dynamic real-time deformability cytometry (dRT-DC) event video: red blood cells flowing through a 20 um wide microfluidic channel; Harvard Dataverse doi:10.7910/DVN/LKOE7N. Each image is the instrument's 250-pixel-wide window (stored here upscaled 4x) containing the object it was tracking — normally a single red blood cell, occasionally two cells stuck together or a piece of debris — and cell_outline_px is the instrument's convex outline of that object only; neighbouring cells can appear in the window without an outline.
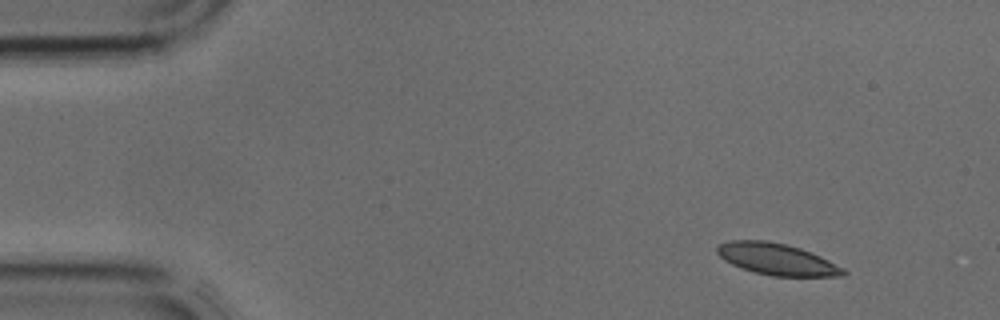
{"species": "common noctule bat (a hibernating species)", "species_latin": "Nyctalus noctula", "temperature_condition": "cold", "stored_images_in_passage": 3, "camera_frame_rate_fps": 3000, "um_per_image_px": 0.085, "animal": {"sex": "male", "body_mass_g": 17.9, "forearm_length_mm": 54.2}, "frame": {"image": 1, "passage_image": 1, "time_ms": 0.0, "image_size_px": [1000, 320], "cell_outline_px": [[848, 272], [844, 276], [772, 276], [756, 272], [732, 264], [724, 260], [716, 252], [716, 244], [728, 240], [764, 240], [784, 244], [800, 248], [820, 256], [844, 268]], "centroid_in_image_um": [66.01, 22.02], "position_along_channel_um": 19.0, "area_um2": 23.12}}
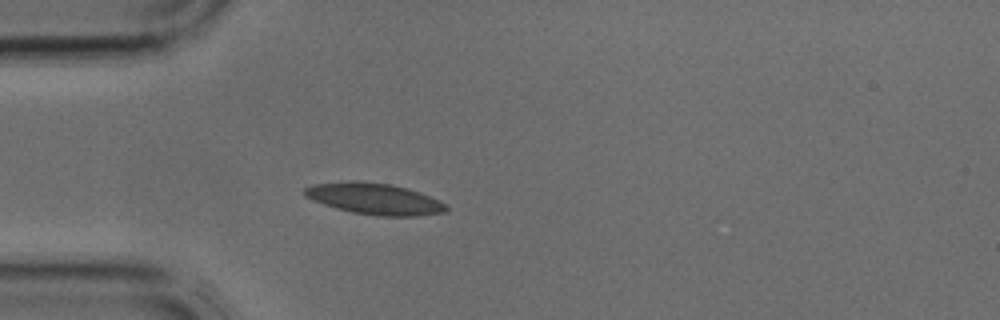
{"frame": {"image": 2, "passage_image": 3, "time_ms": 0.667, "image_size_px": [1000, 320], "cell_outline_px": [[448, 208], [444, 212], [416, 216], [380, 216], [352, 212], [336, 208], [324, 204], [304, 196], [304, 188], [312, 184], [352, 180], [360, 180], [392, 184], [408, 188], [420, 192], [440, 200], [448, 204]], "centroid_in_image_um": [31.85, 16.88], "position_along_channel_um": 53.2, "area_um2": 26.07}}